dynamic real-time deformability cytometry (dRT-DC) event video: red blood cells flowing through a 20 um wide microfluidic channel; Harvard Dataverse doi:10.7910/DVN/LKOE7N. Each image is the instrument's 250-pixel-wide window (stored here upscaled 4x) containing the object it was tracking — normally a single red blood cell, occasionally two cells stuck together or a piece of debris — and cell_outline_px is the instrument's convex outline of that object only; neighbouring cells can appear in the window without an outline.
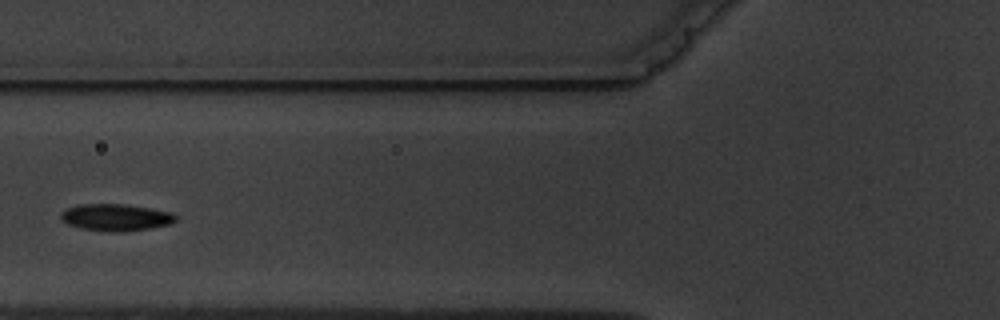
{"species": "common noctule bat (a hibernating species)", "species_latin": "Nyctalus noctula", "temperature_condition": "warm", "stored_images_in_passage": 8, "camera_frame_rate_fps": 3000, "um_per_image_px": 0.085, "animal": {"sex": "male", "body_mass_g": 19.5, "forearm_length_mm": 54.6}, "frame": {"image": 1, "passage_image": 5, "time_ms": 4.667, "image_size_px": [1000, 320], "cell_outline_px": [[176, 220], [172, 224], [152, 228], [120, 232], [108, 232], [80, 228], [68, 224], [60, 220], [60, 212], [64, 208], [80, 204], [124, 204], [152, 208], [172, 212], [176, 216]], "centroid_in_image_um": [9.83, 18.48], "position_along_channel_um": 116.0, "area_um2": 18.38}}